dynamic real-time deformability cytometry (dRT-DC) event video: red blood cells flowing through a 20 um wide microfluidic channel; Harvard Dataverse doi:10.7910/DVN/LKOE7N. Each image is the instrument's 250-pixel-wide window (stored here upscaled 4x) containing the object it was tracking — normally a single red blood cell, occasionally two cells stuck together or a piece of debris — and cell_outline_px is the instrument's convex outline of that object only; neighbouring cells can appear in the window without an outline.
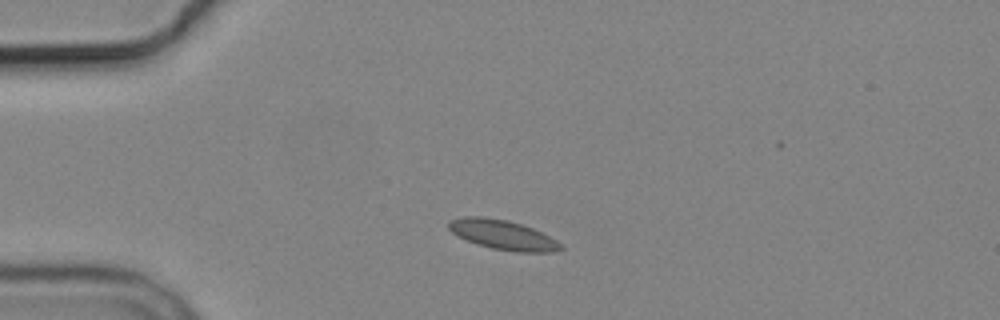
{"species": "common noctule bat (a hibernating species)", "species_latin": "Nyctalus noctula", "temperature_condition": "cold", "stored_images_in_passage": 4, "camera_frame_rate_fps": 3000, "um_per_image_px": 0.085, "animal": {"sex": "male", "body_mass_g": 19.2, "forearm_length_mm": 51.8}, "frame": {"image": 1, "passage_image": 2, "time_ms": 1.0, "image_size_px": [1000, 320], "cell_outline_px": [[564, 248], [556, 252], [516, 252], [492, 248], [476, 244], [452, 232], [448, 228], [448, 220], [464, 216], [484, 216], [508, 220], [532, 228], [556, 240]], "centroid_in_image_um": [42.72, 19.95], "position_along_channel_um": 42.3, "area_um2": 19.25}}
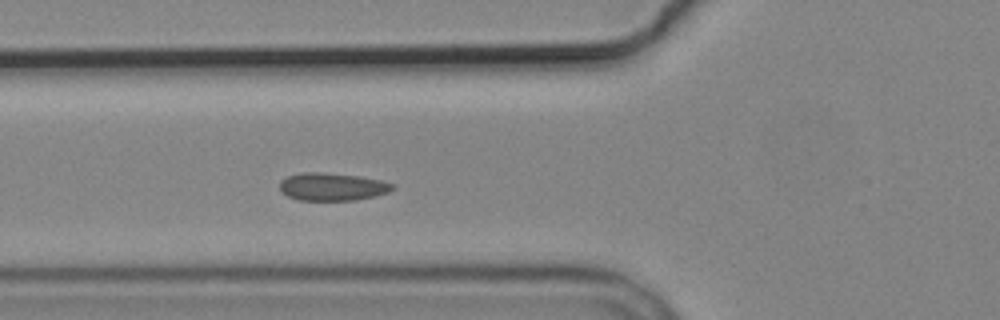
{"frame": {"image": 2, "passage_image": 4, "time_ms": 3.333, "image_size_px": [1000, 320], "cell_outline_px": [[396, 188], [388, 192], [356, 200], [296, 200], [280, 192], [280, 180], [288, 176], [300, 172], [324, 172], [360, 176], [380, 180], [392, 184]], "centroid_in_image_um": [28.2, 15.86], "position_along_channel_um": 97.6, "area_um2": 18.32}}